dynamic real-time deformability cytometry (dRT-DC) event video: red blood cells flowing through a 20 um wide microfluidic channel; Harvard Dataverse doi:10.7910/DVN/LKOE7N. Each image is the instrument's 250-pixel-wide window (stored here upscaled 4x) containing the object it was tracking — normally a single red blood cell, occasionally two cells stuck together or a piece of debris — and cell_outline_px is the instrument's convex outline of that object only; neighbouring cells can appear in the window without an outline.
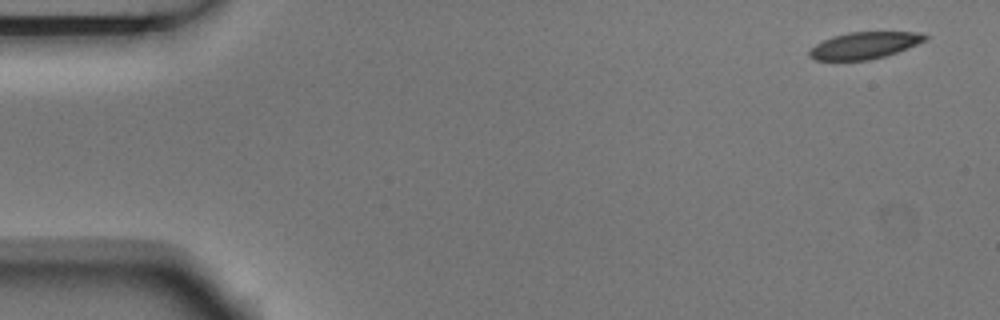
{"species": "Egyptian fruit bat (a non-hibernating species)", "species_latin": "Rousettus aegyptiacus", "temperature_condition": "room temperature", "stored_images_in_passage": 5, "camera_frame_rate_fps": 3000, "um_per_image_px": 0.085, "animal": {"sex": "male"}, "frame": {"image": 1, "passage_image": 1, "time_ms": 0.0, "image_size_px": [1000, 320], "cell_outline_px": [[928, 40], [908, 48], [884, 56], [868, 60], [812, 60], [808, 56], [808, 52], [816, 44], [832, 36], [848, 32], [916, 32], [928, 36]], "centroid_in_image_um": [73.47, 3.86], "position_along_channel_um": 11.5, "area_um2": 18.03}}
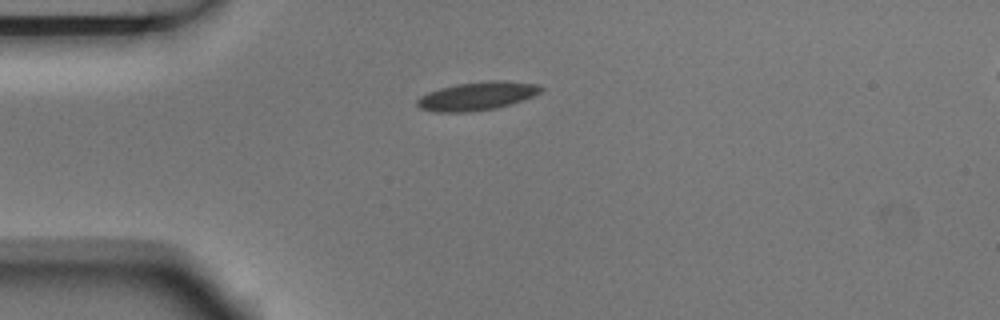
{"frame": {"image": 2, "passage_image": 4, "time_ms": 1.0, "image_size_px": [1000, 320], "cell_outline_px": [[544, 88], [540, 92], [524, 100], [512, 104], [496, 108], [468, 112], [436, 112], [420, 108], [416, 104], [416, 100], [420, 96], [428, 92], [440, 88], [456, 84], [488, 80], [504, 80], [540, 84]], "centroid_in_image_um": [40.57, 8.15], "position_along_channel_um": 44.4, "area_um2": 20.69}}